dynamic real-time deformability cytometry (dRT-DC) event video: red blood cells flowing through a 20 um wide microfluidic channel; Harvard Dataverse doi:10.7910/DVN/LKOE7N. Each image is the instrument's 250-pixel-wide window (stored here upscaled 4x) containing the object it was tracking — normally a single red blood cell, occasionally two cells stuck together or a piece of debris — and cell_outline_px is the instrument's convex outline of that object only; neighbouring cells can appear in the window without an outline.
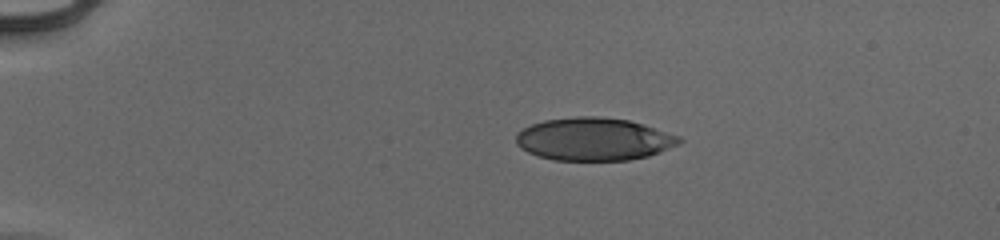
{"species": "human", "species_latin": "Homo sapiens", "temperature_condition": "cold", "stored_images_in_passage": 43, "camera_frame_rate_fps": 3000, "um_per_image_px": 0.085, "donor": {"sex": "male"}, "frame": {"image": 1, "passage_image": 1, "time_ms": 0.0, "image_size_px": [1000, 240], "cell_outline_px": [[684, 140], [680, 144], [660, 152], [648, 156], [628, 160], [552, 160], [528, 152], [520, 148], [516, 144], [516, 136], [524, 128], [532, 124], [544, 120], [576, 116], [596, 116], [628, 120], [644, 124], [680, 136]], "centroid_in_image_um": [50.51, 11.82], "position_along_channel_um": 34.5, "area_um2": 40.75}}
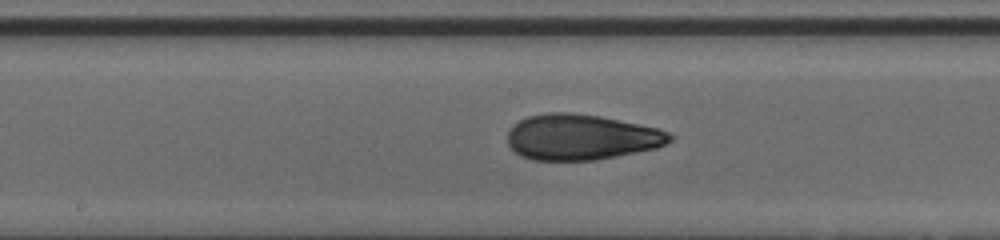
{"frame": {"image": 2, "passage_image": 19, "time_ms": 6.0, "image_size_px": [1000, 240], "cell_outline_px": [[672, 140], [656, 148], [596, 160], [532, 160], [520, 156], [508, 144], [508, 132], [520, 120], [528, 116], [548, 112], [572, 112], [600, 116], [660, 128], [668, 132], [672, 136]], "centroid_in_image_um": [49.41, 11.65], "position_along_channel_um": 198.8, "area_um2": 43.12}}
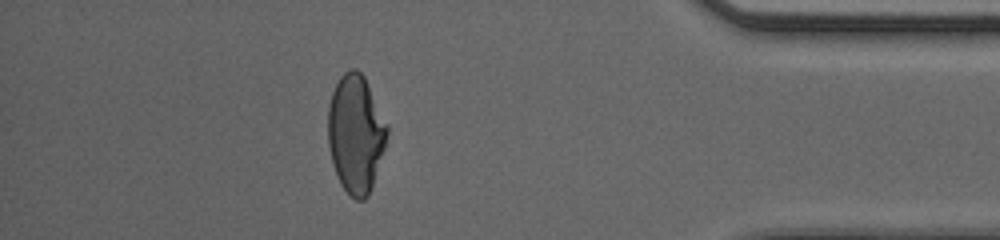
{"frame": {"image": 3, "passage_image": 37, "time_ms": 12.0, "image_size_px": [1000, 240], "cell_outline_px": [[388, 132], [384, 148], [368, 196], [364, 200], [356, 200], [340, 184], [332, 160], [328, 144], [328, 108], [332, 92], [340, 76], [344, 72], [352, 68], [356, 68], [364, 76], [388, 124]], "centroid_in_image_um": [30.23, 11.33], "position_along_channel_um": 405.0, "area_um2": 40.34}, "authors_computed_cell_mechanics": {"area_um2": 42.0784, "velocity_mm_per_s": 3.9661, "shape_relaxation_time_tau1_ms": null, "shape_relaxation_time_tau2_ms": 0.906, "deformation_change_tau1": null, "deformation_change_tau2": 0.0722}}